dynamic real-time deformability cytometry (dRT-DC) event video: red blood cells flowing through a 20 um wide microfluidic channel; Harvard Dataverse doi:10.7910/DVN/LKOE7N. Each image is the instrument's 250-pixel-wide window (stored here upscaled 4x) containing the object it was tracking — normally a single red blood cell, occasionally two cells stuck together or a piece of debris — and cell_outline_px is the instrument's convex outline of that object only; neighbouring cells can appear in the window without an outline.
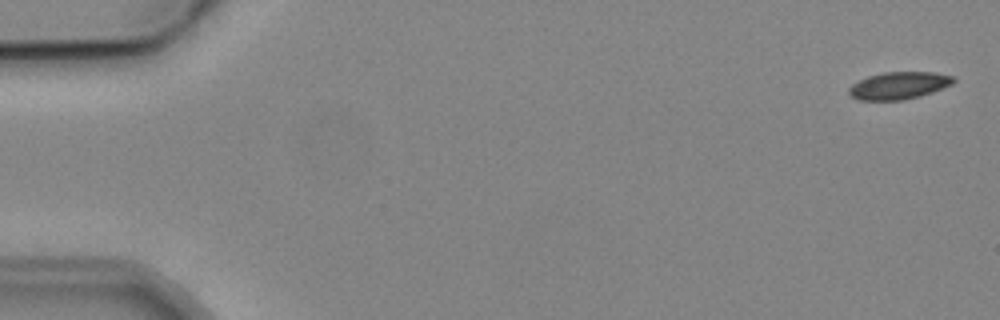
{"species": "common noctule bat (a hibernating species)", "species_latin": "Nyctalus noctula", "temperature_condition": "cold", "stored_images_in_passage": 6, "camera_frame_rate_fps": 3000, "um_per_image_px": 0.085, "animal": {"sex": "male", "body_mass_g": 19.2, "forearm_length_mm": 51.8}, "frame": {"image": 1, "passage_image": 1, "time_ms": 0.0, "image_size_px": [1000, 320], "cell_outline_px": [[956, 80], [952, 84], [932, 92], [920, 96], [904, 100], [856, 100], [848, 92], [848, 88], [852, 84], [868, 76], [884, 72], [936, 72], [956, 76]], "centroid_in_image_um": [76.43, 7.26], "position_along_channel_um": 8.6, "area_um2": 16.76}}
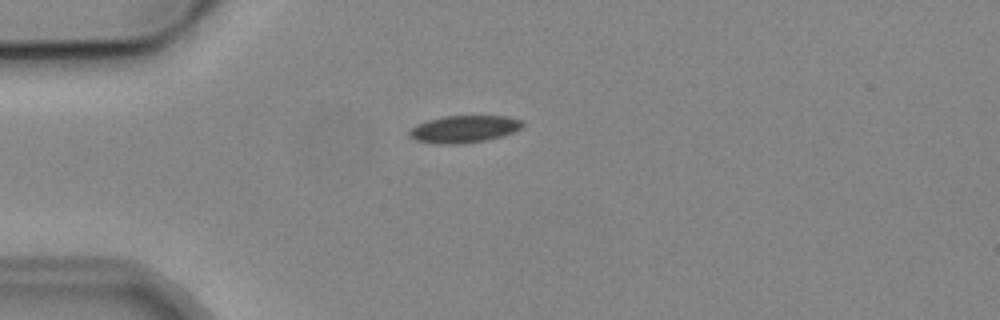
{"frame": {"image": 2, "passage_image": 4, "time_ms": 4.333, "image_size_px": [1000, 320], "cell_outline_px": [[524, 124], [520, 128], [512, 132], [500, 136], [484, 140], [464, 144], [440, 144], [416, 140], [408, 136], [408, 132], [416, 124], [428, 120], [444, 116], [508, 116], [524, 120]], "centroid_in_image_um": [39.43, 10.96], "position_along_channel_um": 45.6, "area_um2": 17.92}}